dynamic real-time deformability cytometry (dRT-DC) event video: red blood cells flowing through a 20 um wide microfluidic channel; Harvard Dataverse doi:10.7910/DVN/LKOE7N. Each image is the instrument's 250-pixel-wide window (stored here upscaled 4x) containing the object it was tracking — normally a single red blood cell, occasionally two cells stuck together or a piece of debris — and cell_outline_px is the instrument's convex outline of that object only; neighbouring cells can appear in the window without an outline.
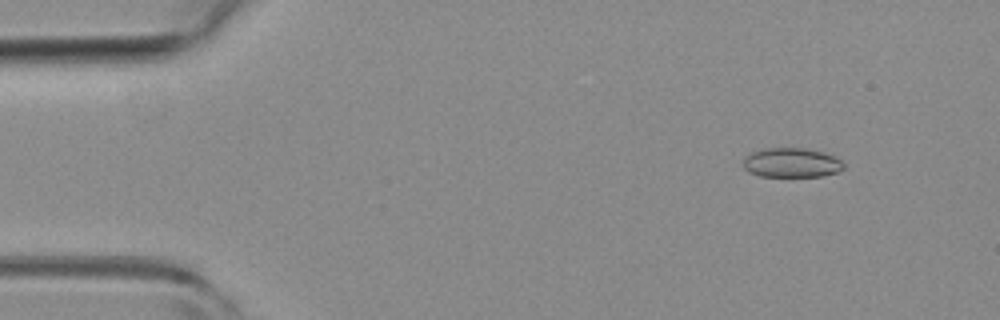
{"species": "common noctule bat (a hibernating species)", "species_latin": "Nyctalus noctula", "temperature_condition": "room temperature", "stored_images_in_passage": 4, "camera_frame_rate_fps": 3000, "um_per_image_px": 0.085, "animal": {"sex": "female", "body_mass_g": 19.3, "forearm_length_mm": 54.1}, "frame": {"image": 1, "passage_image": 2, "time_ms": 0.333, "image_size_px": [1000, 320], "cell_outline_px": [[844, 168], [840, 172], [824, 176], [760, 176], [748, 172], [744, 168], [744, 160], [752, 152], [764, 148], [804, 148], [824, 152], [836, 156], [844, 164]], "centroid_in_image_um": [67.33, 13.83], "position_along_channel_um": 17.7, "area_um2": 17.34}}
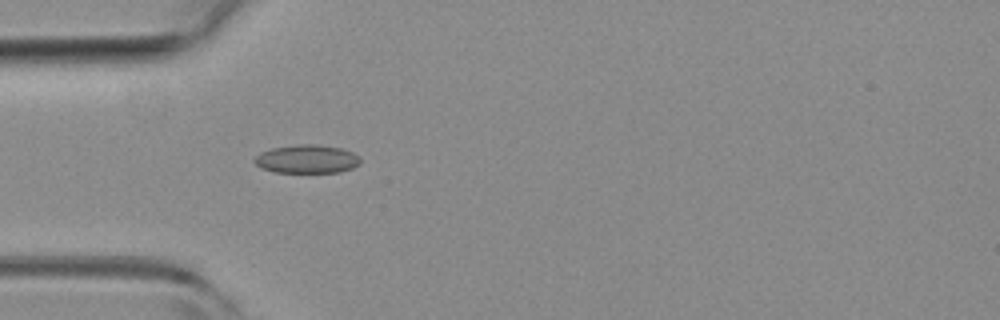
{"frame": {"image": 2, "passage_image": 4, "time_ms": 1.0, "image_size_px": [1000, 320], "cell_outline_px": [[360, 164], [352, 168], [340, 172], [276, 172], [260, 168], [252, 160], [260, 152], [272, 148], [296, 144], [316, 144], [340, 148], [352, 152], [360, 156]], "centroid_in_image_um": [26.08, 13.51], "position_along_channel_um": 58.9, "area_um2": 17.63}}